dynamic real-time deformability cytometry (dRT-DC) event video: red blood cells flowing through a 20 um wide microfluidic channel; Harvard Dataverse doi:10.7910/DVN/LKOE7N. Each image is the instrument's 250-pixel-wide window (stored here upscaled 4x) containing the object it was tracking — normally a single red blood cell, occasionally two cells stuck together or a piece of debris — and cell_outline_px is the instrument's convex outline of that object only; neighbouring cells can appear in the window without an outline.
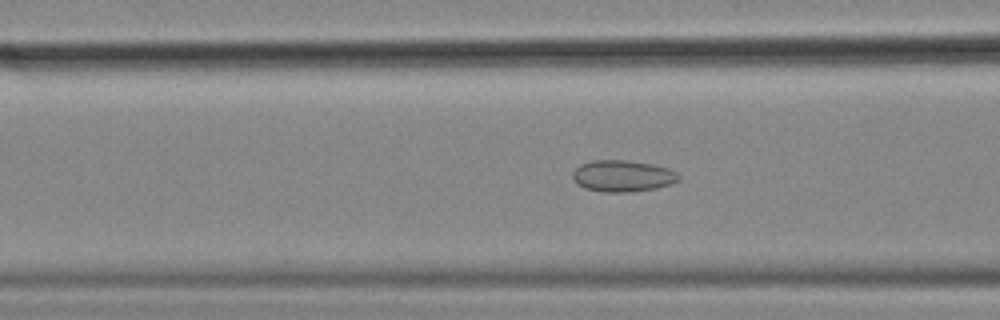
{"species": "common noctule bat (a hibernating species)", "species_latin": "Nyctalus noctula", "temperature_condition": "cold", "stored_images_in_passage": 56, "camera_frame_rate_fps": 3000, "um_per_image_px": 0.085, "animal": {"sex": "female", "body_mass_g": 18.4}, "frame": {"image": 1, "passage_image": 22, "time_ms": 7.0, "image_size_px": [1000, 320], "cell_outline_px": [[680, 180], [672, 184], [656, 188], [632, 192], [604, 192], [584, 188], [576, 184], [572, 176], [572, 172], [580, 164], [592, 160], [628, 160], [652, 164], [668, 168], [676, 172], [680, 176]], "centroid_in_image_um": [52.92, 14.96], "position_along_channel_um": 113.7, "area_um2": 19.71}}
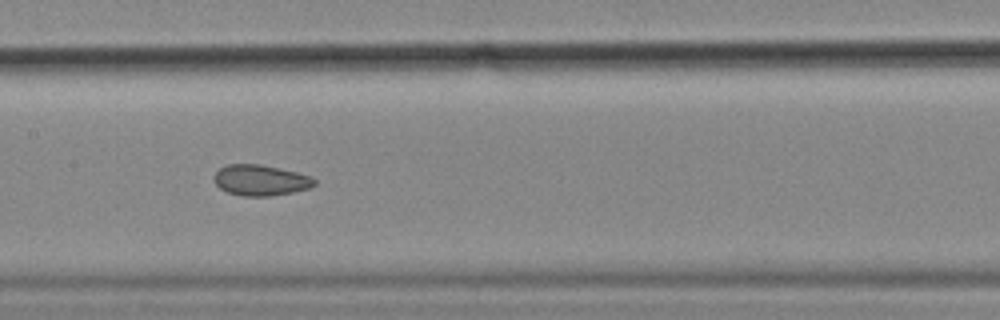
{"frame": {"image": 2, "passage_image": 28, "time_ms": 9.0, "image_size_px": [1000, 320], "cell_outline_px": [[316, 184], [308, 188], [292, 192], [272, 196], [240, 196], [228, 192], [220, 188], [212, 180], [212, 176], [220, 168], [228, 164], [260, 164], [296, 172], [312, 176], [316, 180]], "centroid_in_image_um": [22.12, 15.32], "position_along_channel_um": 185.3, "area_um2": 18.09}}
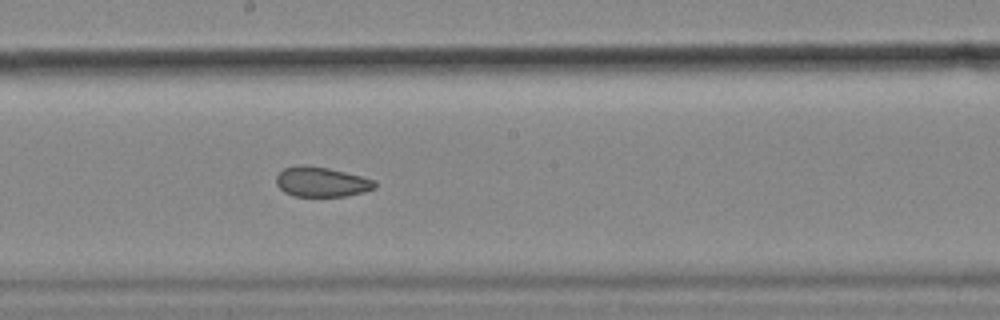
{"frame": {"image": 3, "passage_image": 31, "time_ms": 10.0, "image_size_px": [1000, 320], "cell_outline_px": [[376, 188], [364, 192], [344, 196], [292, 196], [284, 192], [276, 184], [276, 176], [284, 168], [300, 164], [304, 164], [328, 168], [376, 180]], "centroid_in_image_um": [27.31, 15.46], "position_along_channel_um": 220.9, "area_um2": 17.22}, "authors_computed_cell_mechanics": {"area_um2": 19.652, "velocity_mm_per_s": 3.5796, "shape_relaxation_time_tau1_ms": null, "shape_relaxation_time_tau2_ms": 1.9913, "deformation_change_tau1": null, "deformation_change_tau2": 0.0743}}